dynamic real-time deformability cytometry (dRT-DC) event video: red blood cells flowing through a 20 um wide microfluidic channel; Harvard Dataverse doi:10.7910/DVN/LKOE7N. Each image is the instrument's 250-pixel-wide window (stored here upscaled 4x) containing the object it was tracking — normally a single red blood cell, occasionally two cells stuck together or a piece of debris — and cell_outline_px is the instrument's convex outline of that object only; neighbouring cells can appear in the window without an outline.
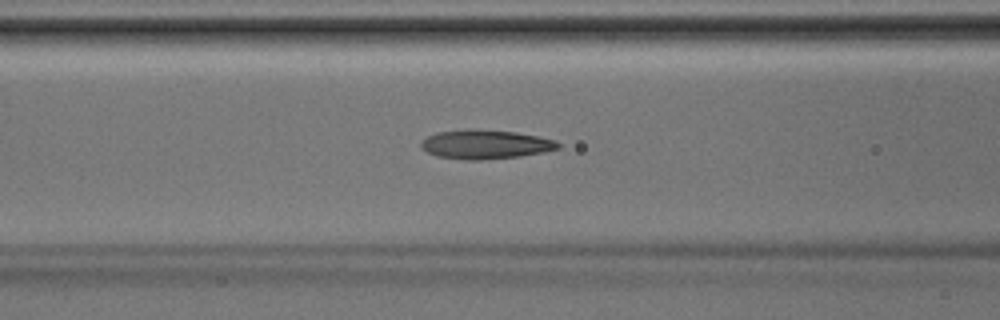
{"species": "Egyptian fruit bat (a non-hibernating species)", "species_latin": "Rousettus aegyptiacus", "temperature_condition": "room temperature", "stored_images_in_passage": 41, "camera_frame_rate_fps": 3000, "um_per_image_px": 0.085, "animal": {"sex": "male"}, "frame": {"image": 1, "passage_image": 17, "time_ms": 5.333, "image_size_px": [1000, 320], "cell_outline_px": [[560, 148], [544, 152], [520, 156], [480, 160], [464, 160], [436, 156], [420, 148], [420, 144], [428, 136], [436, 132], [468, 128], [516, 132], [556, 140], [560, 144]], "centroid_in_image_um": [41.24, 12.27], "position_along_channel_um": 125.4, "area_um2": 23.35}}
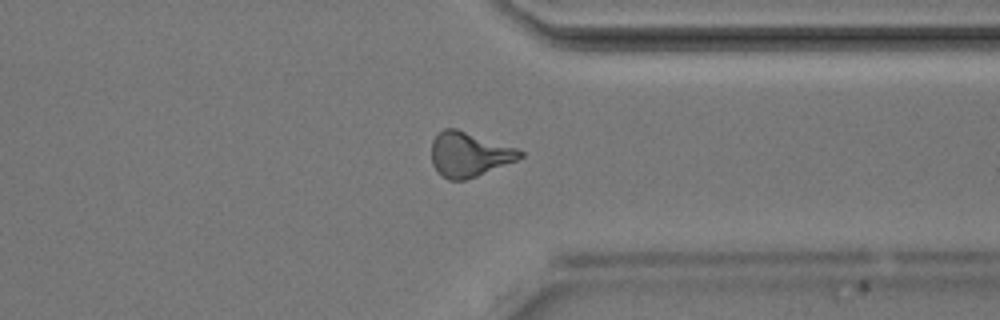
{"frame": {"image": 2, "passage_image": 32, "time_ms": 10.333, "image_size_px": [1000, 320], "cell_outline_px": [[524, 156], [516, 160], [476, 176], [464, 180], [448, 180], [440, 176], [432, 164], [432, 140], [444, 128], [456, 128], [516, 148], [524, 152]], "centroid_in_image_um": [39.84, 13.13], "position_along_channel_um": 371.6, "area_um2": 22.83}}
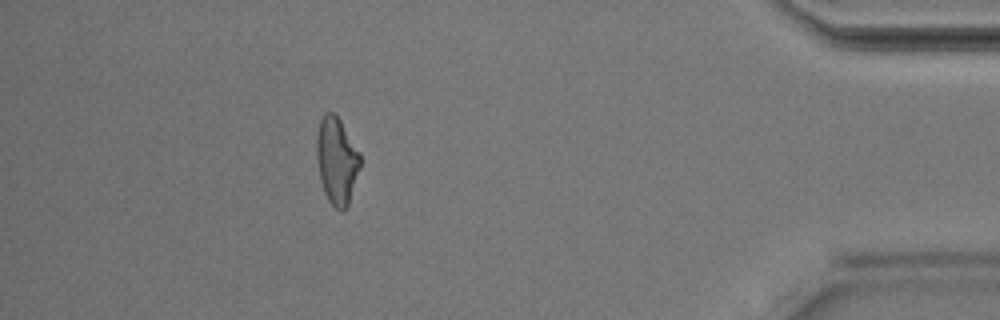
{"frame": {"image": 3, "passage_image": 37, "time_ms": 12.0, "image_size_px": [1000, 320], "cell_outline_px": [[360, 164], [348, 204], [344, 212], [340, 212], [328, 200], [324, 192], [320, 180], [316, 156], [316, 136], [320, 120], [324, 112], [332, 112], [340, 120], [360, 152]], "centroid_in_image_um": [28.6, 13.65], "position_along_channel_um": 406.6, "area_um2": 21.96}}